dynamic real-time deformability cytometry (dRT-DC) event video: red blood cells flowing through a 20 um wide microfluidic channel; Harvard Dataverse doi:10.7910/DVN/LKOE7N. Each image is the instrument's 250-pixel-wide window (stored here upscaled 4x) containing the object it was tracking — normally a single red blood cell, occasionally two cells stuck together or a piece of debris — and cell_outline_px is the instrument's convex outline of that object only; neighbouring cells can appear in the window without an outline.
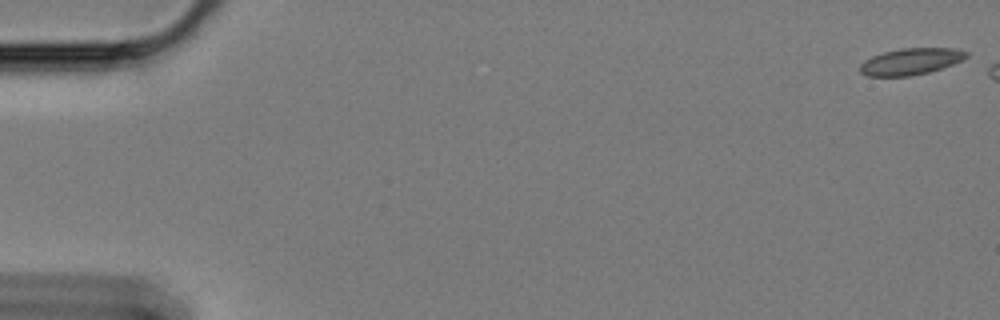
{"species": "Egyptian fruit bat (a non-hibernating species)", "species_latin": "Rousettus aegyptiacus", "temperature_condition": "cold", "stored_images_in_passage": 52, "camera_frame_rate_fps": 3000, "um_per_image_px": 0.085, "animal": {"sex": "female"}, "frame": {"image": 1, "passage_image": 1, "time_ms": 0.0, "image_size_px": [1000, 320], "cell_outline_px": [[968, 56], [952, 64], [928, 72], [908, 76], [868, 76], [860, 72], [860, 64], [864, 60], [872, 56], [884, 52], [904, 48], [956, 48], [968, 52]], "centroid_in_image_um": [77.39, 5.22], "position_along_channel_um": 7.6, "area_um2": 16.24}}
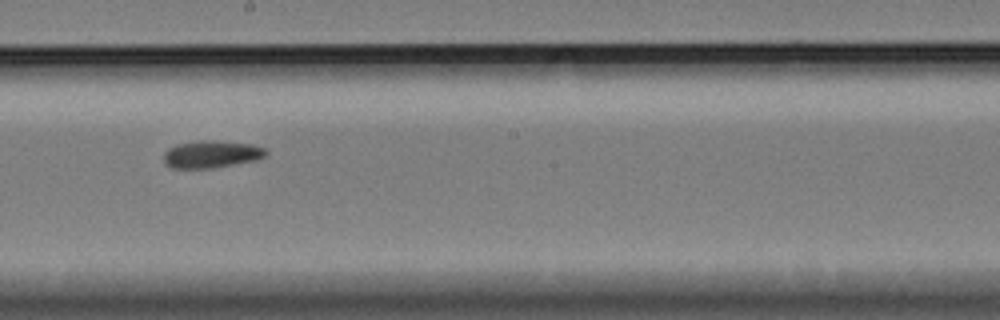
{"frame": {"image": 2, "passage_image": 34, "time_ms": 11.0, "image_size_px": [1000, 320], "cell_outline_px": [[268, 152], [264, 156], [256, 160], [212, 168], [172, 168], [164, 164], [164, 152], [168, 148], [176, 144], [204, 140], [212, 140], [252, 144], [264, 148]], "centroid_in_image_um": [17.94, 13.11], "position_along_channel_um": 230.3, "area_um2": 16.24}}
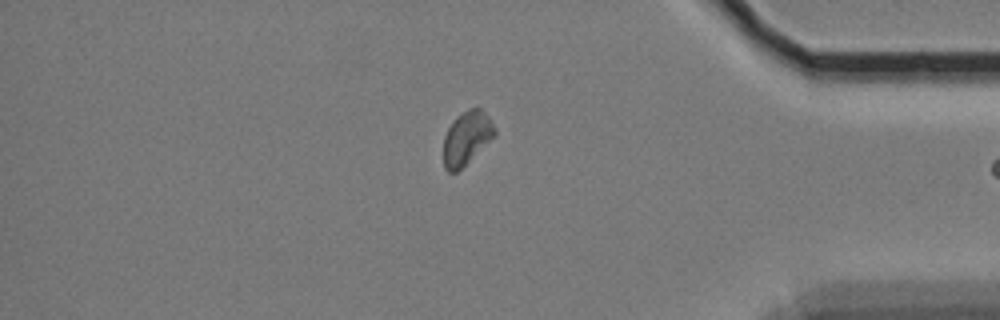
{"frame": {"image": 3, "passage_image": 51, "time_ms": 16.667, "image_size_px": [1000, 320], "cell_outline_px": [[496, 136], [456, 172], [448, 172], [444, 168], [444, 136], [448, 128], [456, 116], [468, 108], [480, 108], [488, 116], [496, 128]], "centroid_in_image_um": [39.68, 11.71], "position_along_channel_um": 395.5, "area_um2": 15.9}}